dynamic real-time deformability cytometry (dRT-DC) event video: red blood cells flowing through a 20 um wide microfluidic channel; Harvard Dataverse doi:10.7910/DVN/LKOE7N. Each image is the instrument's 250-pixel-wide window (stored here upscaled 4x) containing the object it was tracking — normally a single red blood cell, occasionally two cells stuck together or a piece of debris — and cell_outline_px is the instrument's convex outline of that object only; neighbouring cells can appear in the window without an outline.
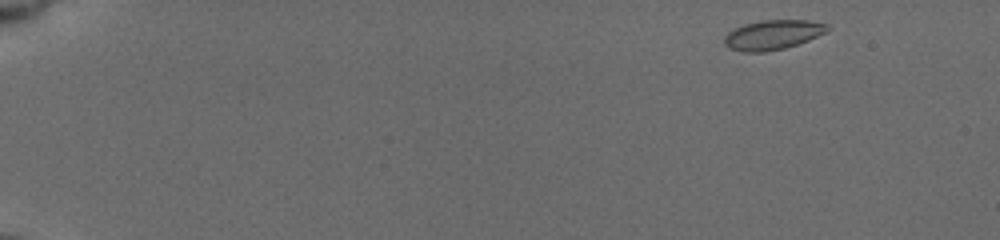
{"species": "common noctule bat (a hibernating species)", "species_latin": "Nyctalus noctula", "temperature_condition": "cold", "stored_images_in_passage": 52, "camera_frame_rate_fps": 3000, "um_per_image_px": 0.085, "animal": {"sex": "female", "body_mass_g": 19.5, "forearm_length_mm": 54.1}, "frame": {"image": 1, "passage_image": 1, "time_ms": 0.0, "image_size_px": [1000, 240], "cell_outline_px": [[832, 28], [828, 32], [808, 40], [784, 48], [764, 52], [744, 52], [728, 48], [724, 44], [724, 36], [732, 28], [744, 24], [764, 20], [808, 20], [828, 24]], "centroid_in_image_um": [65.69, 2.95], "position_along_channel_um": 19.3, "area_um2": 17.98}}
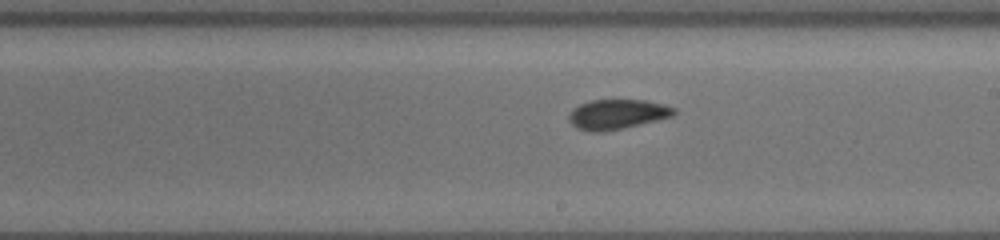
{"frame": {"image": 2, "passage_image": 30, "time_ms": 9.667, "image_size_px": [1000, 240], "cell_outline_px": [[676, 112], [672, 116], [620, 128], [600, 132], [588, 132], [572, 124], [568, 120], [568, 116], [572, 108], [580, 104], [592, 100], [644, 100], [664, 104], [676, 108]], "centroid_in_image_um": [52.43, 9.69], "position_along_channel_um": 236.6, "area_um2": 17.98}}
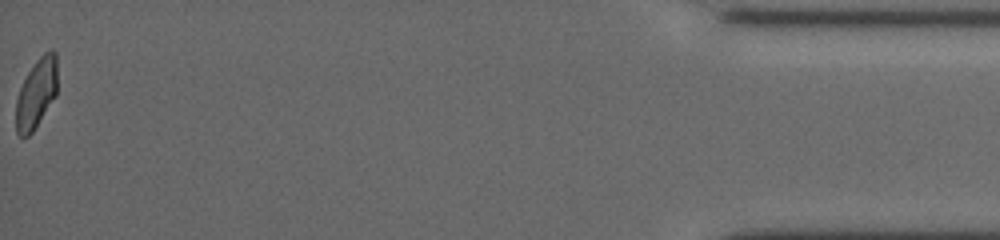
{"frame": {"image": 3, "passage_image": 52, "time_ms": 17.0, "image_size_px": [1000, 240], "cell_outline_px": [[56, 96], [32, 132], [28, 136], [20, 136], [16, 132], [16, 100], [20, 88], [28, 72], [36, 60], [48, 48], [52, 48], [56, 52]], "centroid_in_image_um": [3.09, 7.91], "position_along_channel_um": 432.1, "area_um2": 16.7}, "authors_computed_cell_mechanics": {"area_um2": 17.9758, "velocity_mm_per_s": 3.743, "shape_relaxation_time_tau1_ms": null, "shape_relaxation_time_tau2_ms": 1.5186, "deformation_change_tau1": null, "deformation_change_tau2": 0.0421}}